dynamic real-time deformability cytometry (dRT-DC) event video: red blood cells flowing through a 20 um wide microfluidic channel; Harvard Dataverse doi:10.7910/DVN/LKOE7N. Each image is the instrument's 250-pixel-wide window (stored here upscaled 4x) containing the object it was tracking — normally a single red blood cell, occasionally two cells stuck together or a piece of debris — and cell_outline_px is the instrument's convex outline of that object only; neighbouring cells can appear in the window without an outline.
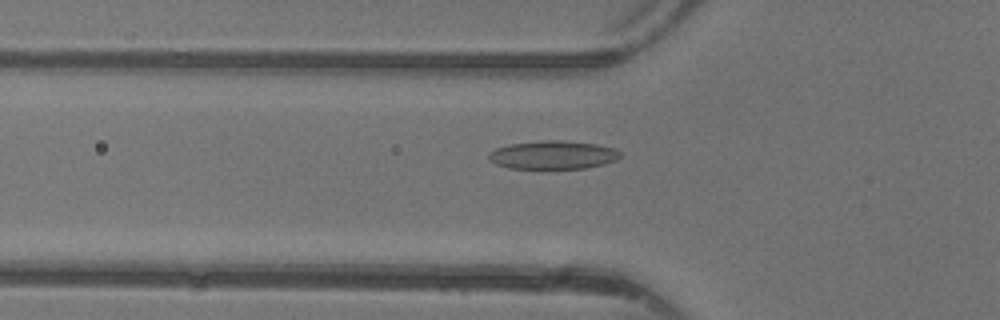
{"species": "common noctule bat (a hibernating species)", "species_latin": "Nyctalus noctula", "temperature_condition": "warm", "stored_images_in_passage": 48, "camera_frame_rate_fps": 3000, "um_per_image_px": 0.085, "animal": {"sex": "female"}, "frame": {"image": 1, "passage_image": 17, "time_ms": 5.333, "image_size_px": [1000, 320], "cell_outline_px": [[624, 152], [616, 160], [604, 164], [584, 168], [508, 168], [496, 164], [488, 156], [488, 152], [496, 148], [508, 144], [540, 140], [560, 140], [596, 144], [616, 148]], "centroid_in_image_um": [47.03, 13.15], "position_along_channel_um": 78.8, "area_um2": 21.85}}
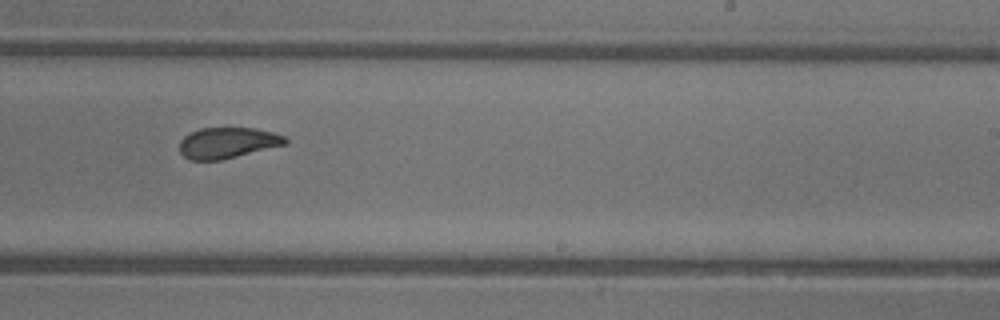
{"frame": {"image": 2, "passage_image": 30, "time_ms": 9.667, "image_size_px": [1000, 320], "cell_outline_px": [[288, 144], [220, 160], [188, 160], [180, 152], [180, 140], [184, 136], [200, 128], [256, 128], [272, 132], [284, 136], [288, 140]], "centroid_in_image_um": [19.35, 12.14], "position_along_channel_um": 269.7, "area_um2": 19.02}}
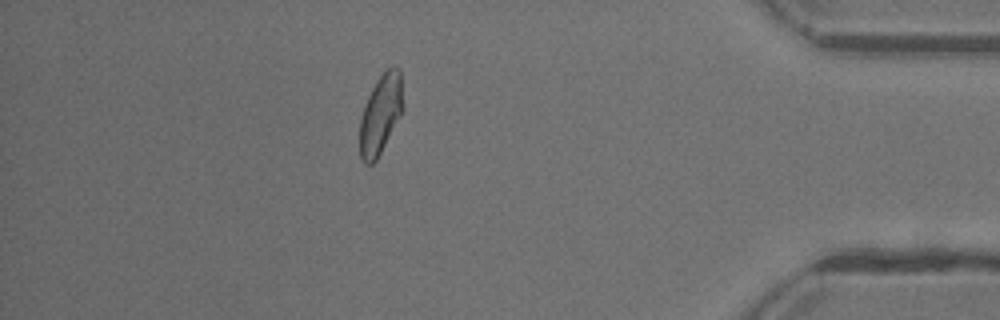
{"frame": {"image": 3, "passage_image": 42, "time_ms": 13.667, "image_size_px": [1000, 320], "cell_outline_px": [[404, 108], [400, 116], [376, 160], [372, 164], [364, 164], [360, 156], [360, 120], [364, 104], [376, 80], [392, 64], [396, 64], [400, 68]], "centroid_in_image_um": [32.36, 9.66], "position_along_channel_um": 402.8, "area_um2": 20.11}, "authors_computed_cell_mechanics": {"area_um2": 20.7502, "velocity_mm_per_s": 4.3879, "shape_relaxation_time_tau1_ms": 4.5665, "shape_relaxation_time_tau2_ms": 1.5018, "deformation_change_tau1": 0.1539, "deformation_change_tau2": 0.0732}}